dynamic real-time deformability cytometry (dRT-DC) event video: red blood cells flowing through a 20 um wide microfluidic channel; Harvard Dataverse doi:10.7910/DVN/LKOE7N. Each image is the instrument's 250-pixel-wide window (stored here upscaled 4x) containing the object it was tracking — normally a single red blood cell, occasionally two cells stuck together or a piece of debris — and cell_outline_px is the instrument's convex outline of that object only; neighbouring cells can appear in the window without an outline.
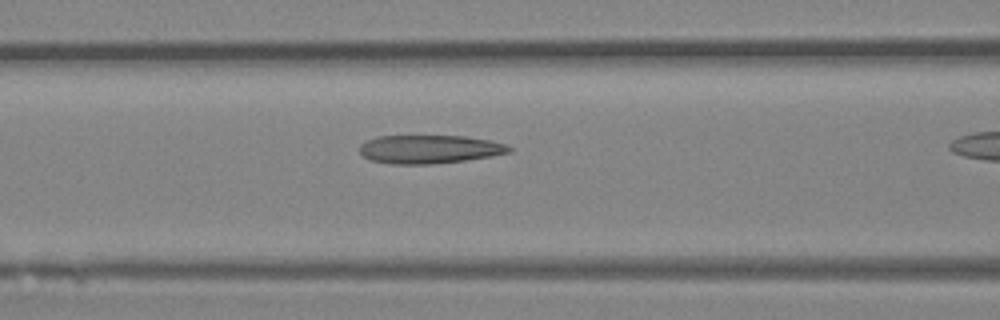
{"species": "Egyptian fruit bat (a non-hibernating species)", "species_latin": "Rousettus aegyptiacus", "temperature_condition": "room temperature", "stored_images_in_passage": 22, "camera_frame_rate_fps": 3000, "um_per_image_px": 0.085, "animal": {"sex": "female"}, "frame": {"image": 1, "passage_image": 13, "time_ms": 4.0, "image_size_px": [1000, 320], "cell_outline_px": [[512, 152], [492, 156], [464, 160], [432, 164], [392, 164], [372, 160], [364, 156], [360, 152], [360, 144], [376, 136], [464, 136], [488, 140], [508, 144], [512, 148]], "centroid_in_image_um": [36.53, 12.68], "position_along_channel_um": 130.1, "area_um2": 24.74}}
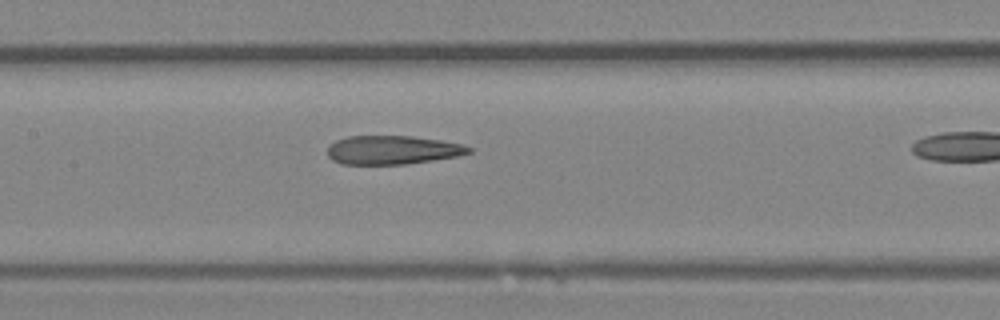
{"frame": {"image": 2, "passage_image": 16, "time_ms": 5.0, "image_size_px": [1000, 320], "cell_outline_px": [[472, 152], [456, 156], [432, 160], [404, 164], [340, 164], [332, 160], [328, 156], [328, 144], [336, 140], [348, 136], [412, 136], [440, 140], [460, 144], [472, 148]], "centroid_in_image_um": [33.31, 12.74], "position_along_channel_um": 174.1, "area_um2": 23.58}}
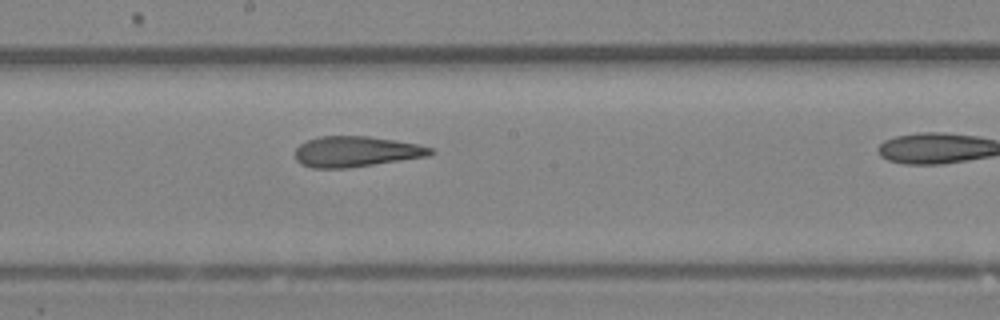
{"frame": {"image": 3, "passage_image": 19, "time_ms": 6.0, "image_size_px": [1000, 320], "cell_outline_px": [[436, 152], [428, 156], [348, 168], [312, 168], [300, 164], [296, 160], [296, 148], [300, 144], [308, 140], [320, 136], [368, 136], [396, 140], [420, 144], [432, 148]], "centroid_in_image_um": [30.28, 12.88], "position_along_channel_um": 217.9, "area_um2": 24.22}}